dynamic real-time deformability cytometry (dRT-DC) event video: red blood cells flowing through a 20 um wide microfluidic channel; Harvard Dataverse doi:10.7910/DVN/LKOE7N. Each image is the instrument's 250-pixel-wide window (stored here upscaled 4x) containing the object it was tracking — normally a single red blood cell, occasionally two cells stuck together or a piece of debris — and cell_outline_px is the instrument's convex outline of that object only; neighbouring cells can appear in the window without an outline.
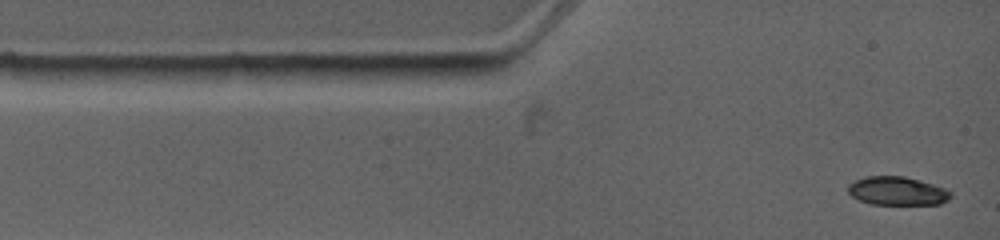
{"species": "common noctule bat (a hibernating species)", "species_latin": "Nyctalus noctula", "temperature_condition": "warm", "stored_images_in_passage": 8, "camera_frame_rate_fps": 4500, "um_per_image_px": 0.085, "animal": {"sex": "female", "body_mass_g": 19.0, "forearm_length_mm": 53.3}, "frame": {"image": 1, "passage_image": 1, "time_ms": 0.0, "image_size_px": [1000, 240], "cell_outline_px": [[952, 196], [948, 200], [940, 204], [872, 204], [860, 200], [852, 196], [848, 192], [848, 184], [856, 180], [868, 176], [904, 176], [920, 180], [944, 188], [952, 192]], "centroid_in_image_um": [76.28, 16.23], "position_along_channel_um": 8.7, "area_um2": 16.99}}
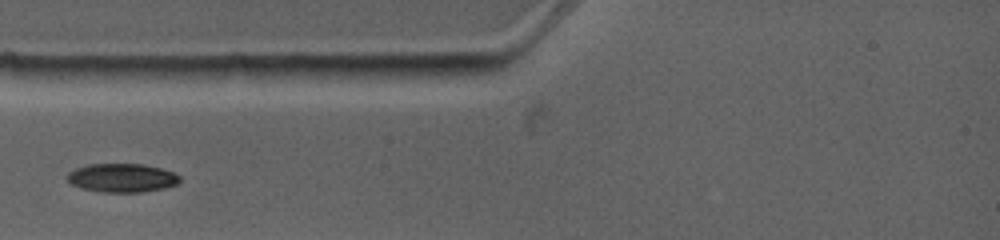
{"frame": {"image": 2, "passage_image": 4, "time_ms": 2.667, "image_size_px": [1000, 240], "cell_outline_px": [[180, 180], [176, 184], [164, 188], [140, 192], [104, 192], [80, 188], [72, 184], [68, 180], [68, 172], [76, 168], [88, 164], [144, 164], [160, 168], [172, 172], [180, 176]], "centroid_in_image_um": [10.36, 15.11], "position_along_channel_um": 74.6, "area_um2": 18.67}}
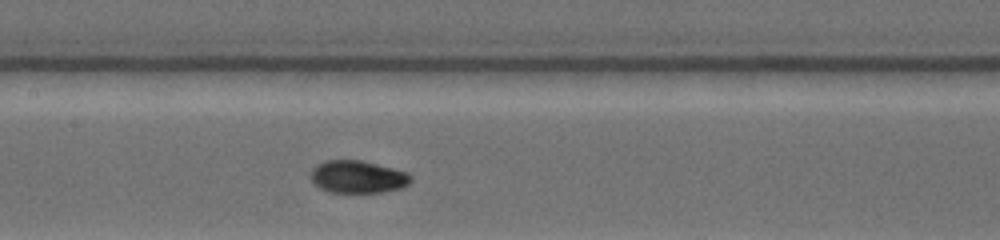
{"frame": {"image": 3, "passage_image": 7, "time_ms": 5.333, "image_size_px": [1000, 240], "cell_outline_px": [[412, 180], [408, 184], [400, 188], [384, 192], [328, 192], [320, 188], [312, 180], [312, 168], [328, 160], [360, 160], [392, 168], [404, 172], [412, 176]], "centroid_in_image_um": [30.42, 15.04], "position_along_channel_um": 177.0, "area_um2": 18.61}}